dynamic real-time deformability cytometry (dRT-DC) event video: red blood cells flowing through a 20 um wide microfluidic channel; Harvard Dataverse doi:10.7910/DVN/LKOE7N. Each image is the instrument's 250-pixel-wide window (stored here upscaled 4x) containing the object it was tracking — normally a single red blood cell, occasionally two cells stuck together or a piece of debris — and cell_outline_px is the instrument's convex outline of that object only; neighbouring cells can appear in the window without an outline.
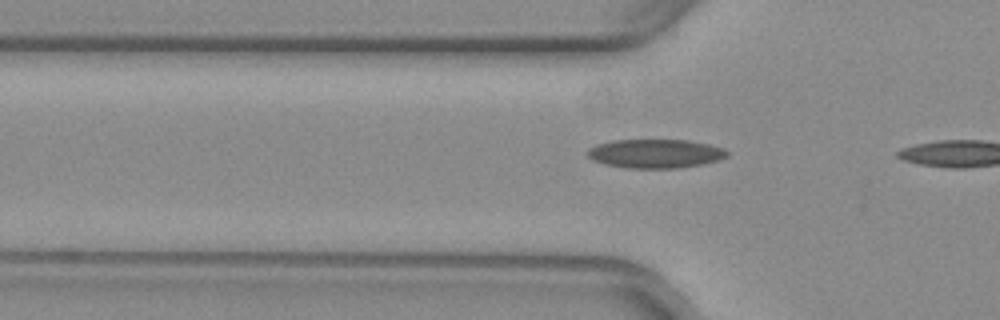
{"species": "common noctule bat (a hibernating species)", "species_latin": "Nyctalus noctula", "temperature_condition": "warm", "stored_images_in_passage": 6, "camera_frame_rate_fps": 3000, "um_per_image_px": 0.085, "animal": {"sex": "female", "body_mass_g": 29.2, "forearm_length_mm": 56.3}, "frame": {"image": 1, "passage_image": 5, "time_ms": 1.333, "image_size_px": [1000, 320], "cell_outline_px": [[728, 156], [720, 160], [704, 164], [676, 168], [624, 168], [604, 164], [592, 160], [588, 156], [588, 148], [596, 144], [612, 140], [688, 140], [708, 144], [724, 148], [728, 152]], "centroid_in_image_um": [55.7, 13.06], "position_along_channel_um": 70.1, "area_um2": 23.7}}